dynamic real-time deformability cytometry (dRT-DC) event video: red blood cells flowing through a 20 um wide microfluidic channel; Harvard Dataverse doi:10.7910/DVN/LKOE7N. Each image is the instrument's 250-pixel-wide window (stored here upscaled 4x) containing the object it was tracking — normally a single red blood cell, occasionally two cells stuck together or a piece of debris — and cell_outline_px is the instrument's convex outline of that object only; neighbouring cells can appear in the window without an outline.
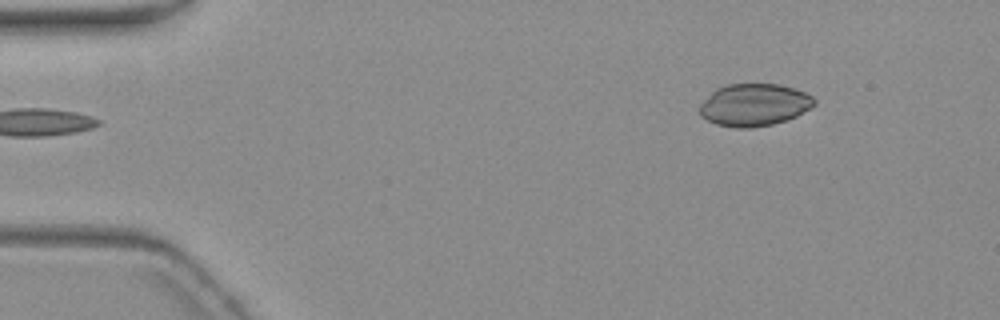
{"species": "common noctule bat (a hibernating species)", "species_latin": "Nyctalus noctula", "temperature_condition": "warm", "stored_images_in_passage": 5, "camera_frame_rate_fps": 3000, "um_per_image_px": 0.085, "animal": {"sex": "female", "body_mass_g": 19.3, "forearm_length_mm": 54.1}, "frame": {"image": 1, "passage_image": 1, "time_ms": 0.0, "image_size_px": [1000, 320], "cell_outline_px": [[816, 104], [796, 116], [772, 124], [752, 128], [736, 128], [716, 124], [700, 116], [700, 104], [716, 88], [728, 84], [776, 84], [796, 88], [812, 96], [816, 100]], "centroid_in_image_um": [64.1, 8.91], "position_along_channel_um": 20.9, "area_um2": 28.21}}